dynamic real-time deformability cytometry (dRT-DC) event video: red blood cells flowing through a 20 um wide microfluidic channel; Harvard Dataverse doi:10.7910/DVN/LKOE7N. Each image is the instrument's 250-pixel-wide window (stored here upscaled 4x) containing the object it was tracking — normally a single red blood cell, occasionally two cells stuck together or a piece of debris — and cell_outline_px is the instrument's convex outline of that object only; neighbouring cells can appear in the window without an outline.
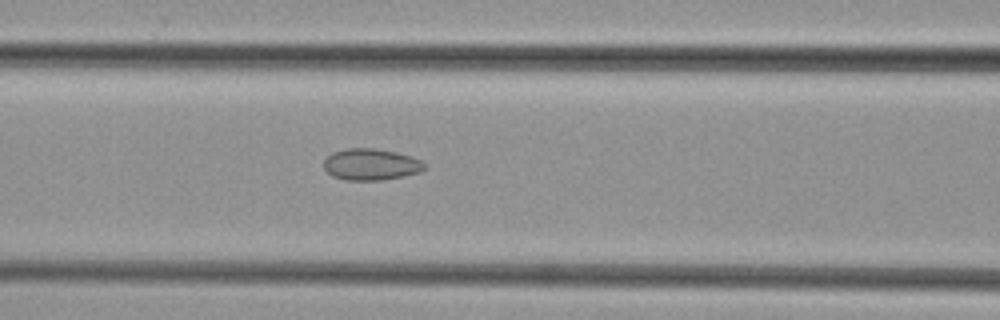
{"species": "common noctule bat (a hibernating species)", "species_latin": "Nyctalus noctula", "temperature_condition": "cold", "stored_images_in_passage": 11, "camera_frame_rate_fps": 3000, "um_per_image_px": 0.085, "animal": {"sex": "female", "body_mass_g": 29.2, "forearm_length_mm": 56.3}, "frame": {"image": 1, "passage_image": 10, "time_ms": 3.0, "image_size_px": [1000, 320], "cell_outline_px": [[428, 168], [420, 172], [404, 176], [380, 180], [344, 180], [332, 176], [324, 168], [324, 160], [332, 152], [348, 148], [376, 148], [396, 152], [412, 156], [428, 164]], "centroid_in_image_um": [31.57, 13.97], "position_along_channel_um": 135.0, "area_um2": 18.73}}